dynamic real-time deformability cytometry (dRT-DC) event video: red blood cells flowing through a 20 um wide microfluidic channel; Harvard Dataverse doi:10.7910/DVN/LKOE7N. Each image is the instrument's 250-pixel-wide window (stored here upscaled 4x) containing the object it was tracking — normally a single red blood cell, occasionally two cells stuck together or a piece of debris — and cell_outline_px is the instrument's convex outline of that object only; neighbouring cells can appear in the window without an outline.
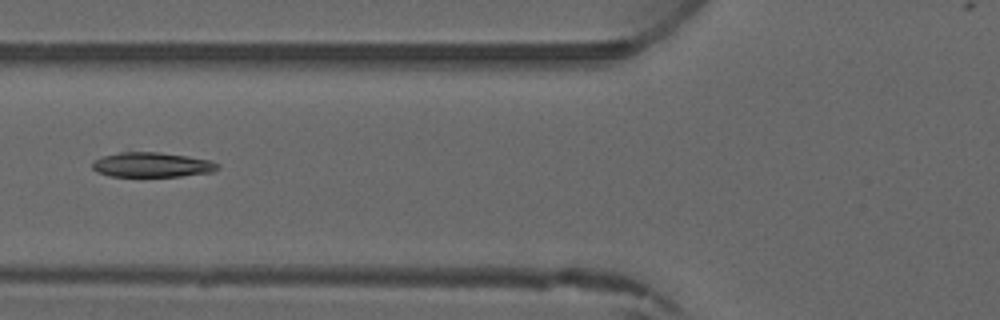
{"species": "common noctule bat (a hibernating species)", "species_latin": "Nyctalus noctula", "temperature_condition": "warm", "stored_images_in_passage": 2, "camera_frame_rate_fps": 3000, "um_per_image_px": 0.085, "animal": {"sex": "male", "forearm_length_mm": 52.5}, "frame": {"image": 1, "passage_image": 2, "time_ms": 1.0, "image_size_px": [1000, 320], "cell_outline_px": [[220, 168], [212, 172], [180, 176], [112, 176], [96, 172], [92, 168], [92, 160], [104, 156], [120, 152], [160, 152], [188, 156], [212, 160], [220, 164]], "centroid_in_image_um": [12.94, 14.0], "position_along_channel_um": 112.9, "area_um2": 18.21}}